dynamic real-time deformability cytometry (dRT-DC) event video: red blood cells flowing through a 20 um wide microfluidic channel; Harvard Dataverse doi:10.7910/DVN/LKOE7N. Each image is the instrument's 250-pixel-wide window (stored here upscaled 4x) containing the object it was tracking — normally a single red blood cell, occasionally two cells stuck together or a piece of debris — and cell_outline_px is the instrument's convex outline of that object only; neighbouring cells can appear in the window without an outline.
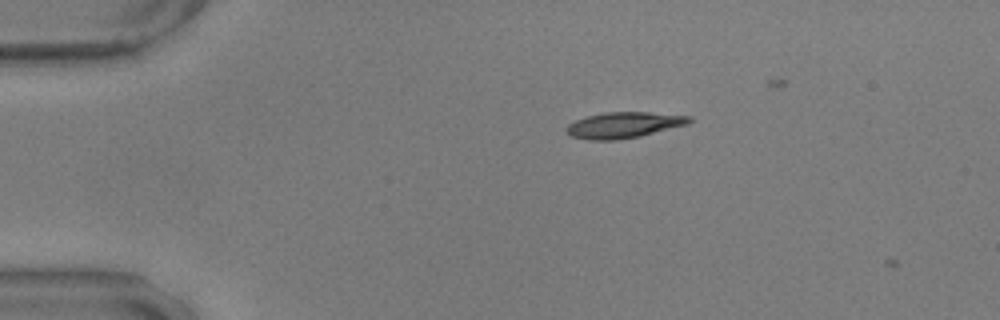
{"species": "common noctule bat (a hibernating species)", "species_latin": "Nyctalus noctula", "temperature_condition": "warm", "stored_images_in_passage": 4, "camera_frame_rate_fps": 3000, "um_per_image_px": 0.085, "animal": {"sex": "male", "body_mass_g": 17.9, "forearm_length_mm": 54.2}, "frame": {"image": 1, "passage_image": 2, "time_ms": 0.333, "image_size_px": [1000, 320], "cell_outline_px": [[692, 120], [688, 124], [640, 136], [616, 140], [588, 140], [572, 136], [564, 128], [568, 124], [576, 120], [588, 116], [604, 112], [648, 112], [692, 116]], "centroid_in_image_um": [53.03, 10.62], "position_along_channel_um": 32.0, "area_um2": 18.5}}